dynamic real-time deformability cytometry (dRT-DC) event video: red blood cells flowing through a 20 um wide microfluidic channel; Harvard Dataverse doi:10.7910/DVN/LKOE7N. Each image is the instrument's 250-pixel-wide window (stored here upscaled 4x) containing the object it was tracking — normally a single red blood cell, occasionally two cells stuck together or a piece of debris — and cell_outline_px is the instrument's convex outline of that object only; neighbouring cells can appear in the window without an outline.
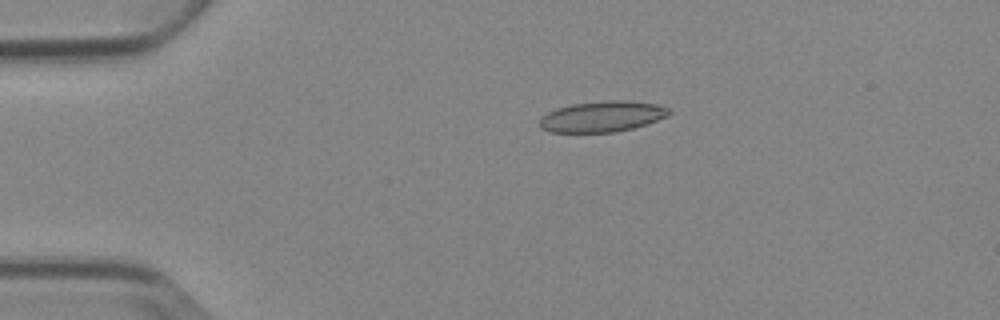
{"species": "Egyptian fruit bat (a non-hibernating species)", "species_latin": "Rousettus aegyptiacus", "temperature_condition": "cold", "stored_images_in_passage": 6, "camera_frame_rate_fps": 3000, "um_per_image_px": 0.085, "animal": {"sex": "female"}, "frame": {"image": 1, "passage_image": 3, "time_ms": 2.333, "image_size_px": [1000, 320], "cell_outline_px": [[672, 112], [668, 116], [632, 128], [616, 132], [548, 132], [540, 128], [540, 116], [556, 108], [572, 104], [608, 100], [624, 100], [656, 104], [668, 108]], "centroid_in_image_um": [51.15, 9.9], "position_along_channel_um": 33.8, "area_um2": 23.18}}
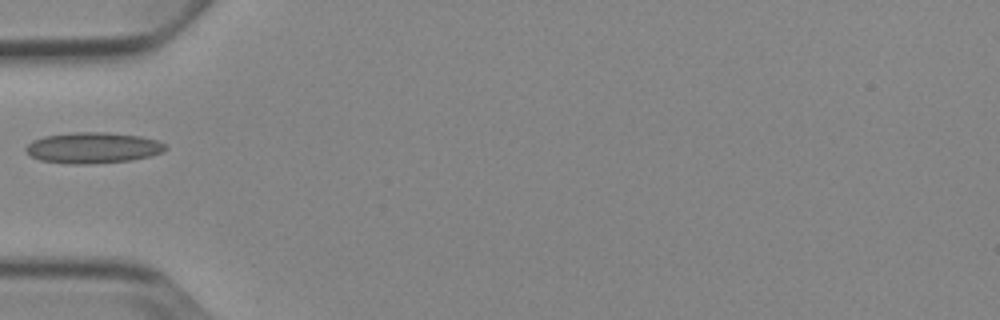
{"frame": {"image": 2, "passage_image": 5, "time_ms": 4.667, "image_size_px": [1000, 320], "cell_outline_px": [[168, 148], [164, 152], [132, 160], [92, 164], [68, 164], [40, 160], [32, 156], [24, 148], [32, 140], [44, 136], [72, 132], [108, 132], [140, 136], [156, 140], [164, 144]], "centroid_in_image_um": [7.9, 12.56], "position_along_channel_um": 77.1, "area_um2": 25.26}}
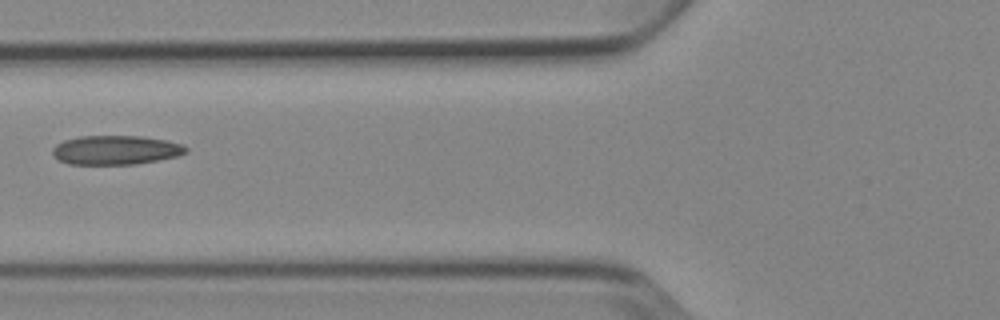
{"frame": {"image": 3, "passage_image": 6, "time_ms": 5.667, "image_size_px": [1000, 320], "cell_outline_px": [[188, 152], [180, 156], [136, 164], [68, 164], [60, 160], [52, 152], [52, 148], [56, 144], [64, 140], [80, 136], [140, 136], [164, 140], [184, 144], [188, 148]], "centroid_in_image_um": [9.88, 12.75], "position_along_channel_um": 115.9, "area_um2": 22.72}}